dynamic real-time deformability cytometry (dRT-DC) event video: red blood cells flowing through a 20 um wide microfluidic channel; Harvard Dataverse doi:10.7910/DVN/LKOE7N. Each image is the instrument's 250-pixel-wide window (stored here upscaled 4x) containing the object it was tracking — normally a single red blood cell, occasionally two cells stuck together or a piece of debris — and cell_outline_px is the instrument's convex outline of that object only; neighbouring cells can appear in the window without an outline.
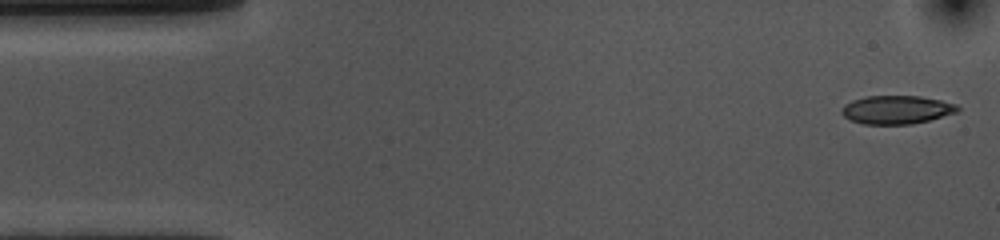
{"species": "common noctule bat (a hibernating species)", "species_latin": "Nyctalus noctula", "temperature_condition": "cold", "stored_images_in_passage": 53, "camera_frame_rate_fps": 3000, "um_per_image_px": 0.085, "animal": {"sex": "female", "body_mass_g": 10.0, "forearm_length_mm": 53.1}, "frame": {"image": 1, "passage_image": 1, "time_ms": 0.0, "image_size_px": [1000, 240], "cell_outline_px": [[960, 108], [956, 112], [928, 120], [912, 124], [864, 124], [852, 120], [844, 116], [840, 112], [840, 108], [844, 104], [852, 100], [868, 96], [920, 96], [940, 100], [956, 104]], "centroid_in_image_um": [76.17, 9.32], "position_along_channel_um": 8.8, "area_um2": 19.07}}
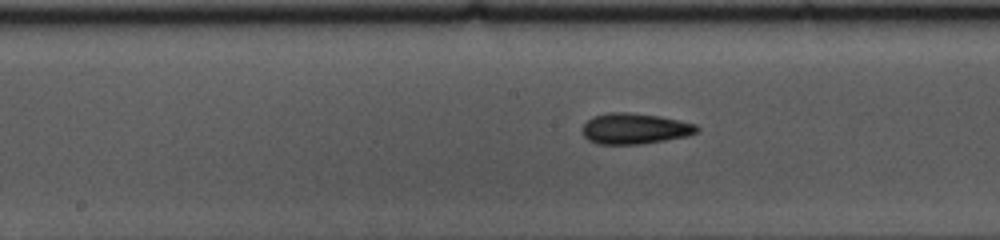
{"frame": {"image": 2, "passage_image": 25, "time_ms": 8.0, "image_size_px": [1000, 240], "cell_outline_px": [[700, 128], [696, 132], [688, 136], [644, 144], [596, 144], [588, 140], [584, 136], [584, 124], [592, 116], [608, 112], [628, 112], [660, 116], [680, 120], [696, 124]], "centroid_in_image_um": [53.97, 10.93], "position_along_channel_um": 194.2, "area_um2": 20.69}}
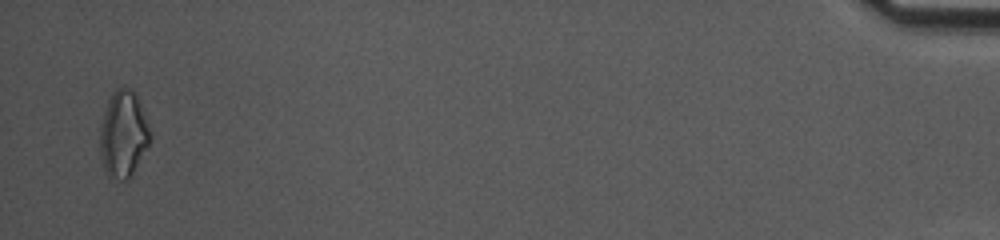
{"frame": {"image": 3, "passage_image": 52, "time_ms": 17.0, "image_size_px": [1000, 240], "cell_outline_px": [[152, 136], [148, 144], [128, 180], [120, 180], [108, 176], [104, 168], [100, 152], [100, 124], [108, 100], [112, 92], [116, 88], [124, 84], [132, 88], [136, 92]], "centroid_in_image_um": [10.47, 11.33], "position_along_channel_um": 424.7, "area_um2": 25.32}, "authors_computed_cell_mechanics": {"area_um2": 19.7098, "velocity_mm_per_s": 3.6067, "shape_relaxation_time_tau1_ms": 2.6084, "shape_relaxation_time_tau2_ms": 2.6289, "deformation_change_tau1": 0.1229, "deformation_change_tau2": 0.1113}}